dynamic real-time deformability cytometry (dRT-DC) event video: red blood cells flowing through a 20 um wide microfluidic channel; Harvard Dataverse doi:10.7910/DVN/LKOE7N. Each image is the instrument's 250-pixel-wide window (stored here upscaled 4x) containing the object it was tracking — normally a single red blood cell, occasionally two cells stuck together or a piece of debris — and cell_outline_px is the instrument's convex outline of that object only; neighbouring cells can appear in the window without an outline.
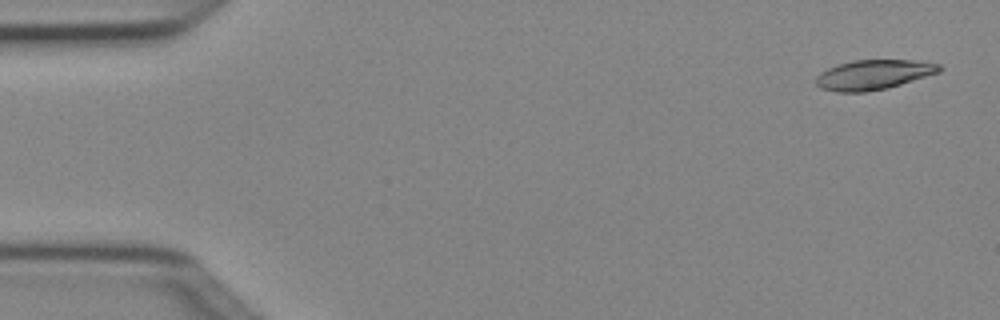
{"species": "Egyptian fruit bat (a non-hibernating species)", "species_latin": "Rousettus aegyptiacus", "temperature_condition": "cold", "stored_images_in_passage": 5, "camera_frame_rate_fps": 3000, "um_per_image_px": 0.085, "animal": {"sex": "female"}, "frame": {"image": 1, "passage_image": 1, "time_ms": 0.0, "image_size_px": [1000, 320], "cell_outline_px": [[944, 68], [940, 72], [900, 84], [884, 88], [864, 92], [836, 92], [820, 88], [816, 84], [816, 76], [820, 72], [828, 68], [852, 60], [912, 60], [940, 64]], "centroid_in_image_um": [74.24, 6.34], "position_along_channel_um": 10.8, "area_um2": 21.27}}
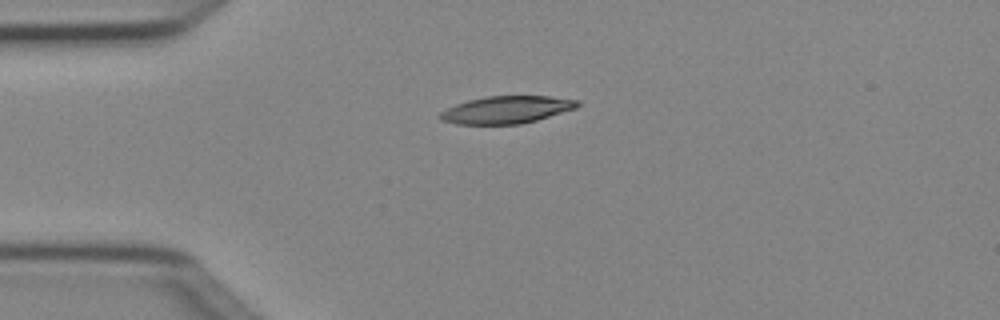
{"frame": {"image": 2, "passage_image": 4, "time_ms": 1.0, "image_size_px": [1000, 320], "cell_outline_px": [[580, 104], [576, 108], [536, 120], [520, 124], [456, 124], [440, 120], [436, 116], [440, 112], [456, 104], [468, 100], [484, 96], [548, 96], [580, 100]], "centroid_in_image_um": [43.02, 9.32], "position_along_channel_um": 42.0, "area_um2": 21.96}}
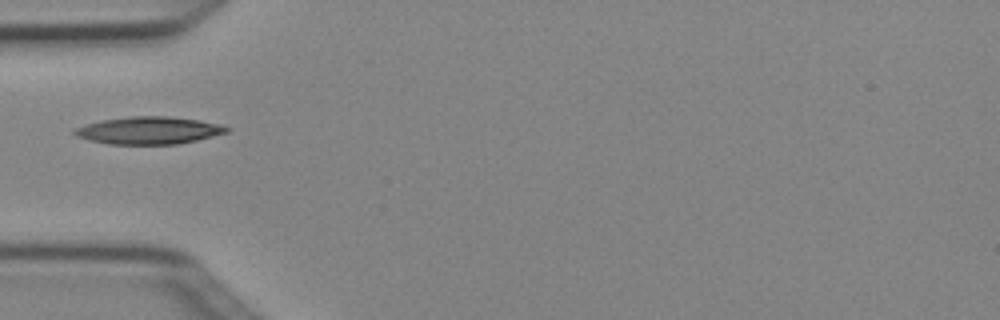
{"frame": {"image": 3, "passage_image": 5, "time_ms": 1.333, "image_size_px": [1000, 320], "cell_outline_px": [[232, 128], [228, 132], [196, 140], [176, 144], [108, 144], [88, 140], [76, 136], [72, 132], [76, 128], [100, 120], [132, 116], [168, 116], [200, 120]], "centroid_in_image_um": [12.64, 11.08], "position_along_channel_um": 72.4, "area_um2": 24.16}}